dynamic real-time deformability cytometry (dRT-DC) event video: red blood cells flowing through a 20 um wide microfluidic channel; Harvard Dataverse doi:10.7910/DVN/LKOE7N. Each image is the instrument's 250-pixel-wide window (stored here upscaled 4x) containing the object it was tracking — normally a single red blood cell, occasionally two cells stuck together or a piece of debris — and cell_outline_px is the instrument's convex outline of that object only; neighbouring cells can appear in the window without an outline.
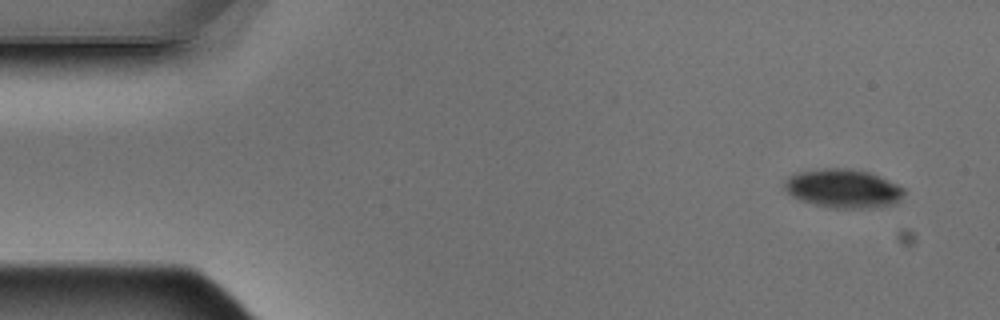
{"species": "Egyptian fruit bat (a non-hibernating species)", "species_latin": "Rousettus aegyptiacus", "temperature_condition": "warm", "stored_images_in_passage": 4, "camera_frame_rate_fps": 3000, "um_per_image_px": 0.085, "animal": {"sex": "male"}, "frame": {"image": 1, "passage_image": 1, "time_ms": 0.0, "image_size_px": [1000, 320], "cell_outline_px": [[904, 196], [896, 204], [876, 208], [836, 208], [816, 204], [800, 200], [792, 196], [784, 188], [784, 180], [788, 176], [800, 172], [824, 168], [848, 168], [872, 172], [904, 188]], "centroid_in_image_um": [71.71, 16.02], "position_along_channel_um": 13.3, "area_um2": 27.17}}
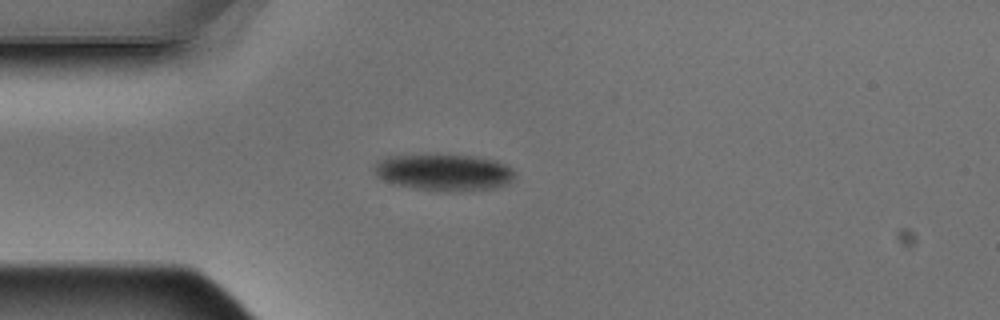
{"frame": {"image": 2, "passage_image": 4, "time_ms": 1.0, "image_size_px": [1000, 320], "cell_outline_px": [[512, 180], [508, 184], [492, 188], [468, 192], [436, 192], [392, 184], [376, 176], [372, 168], [384, 156], [472, 156], [492, 160], [504, 164], [512, 168]], "centroid_in_image_um": [37.7, 14.7], "position_along_channel_um": 47.3, "area_um2": 29.94}}